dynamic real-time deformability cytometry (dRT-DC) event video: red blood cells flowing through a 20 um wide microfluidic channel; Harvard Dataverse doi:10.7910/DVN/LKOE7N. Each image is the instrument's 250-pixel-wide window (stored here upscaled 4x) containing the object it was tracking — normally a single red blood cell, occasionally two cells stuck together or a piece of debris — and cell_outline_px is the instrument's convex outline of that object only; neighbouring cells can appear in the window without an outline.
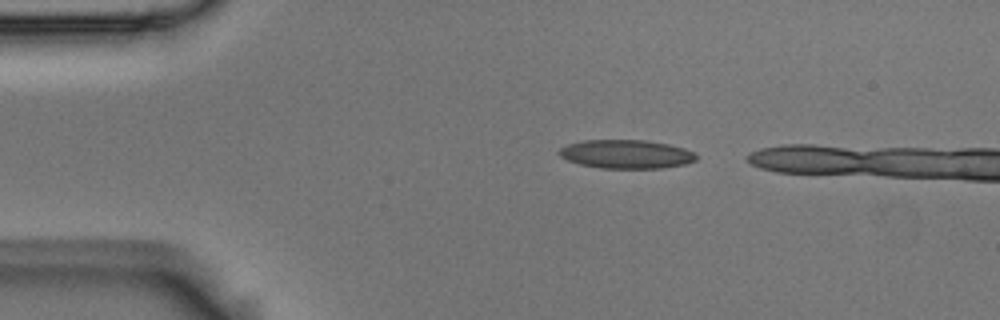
{"species": "Egyptian fruit bat (a non-hibernating species)", "species_latin": "Rousettus aegyptiacus", "temperature_condition": "room temperature", "stored_images_in_passage": 10, "segment_of_instrument_passage": [1, 2], "camera_frame_rate_fps": 3000, "um_per_image_px": 0.085, "animal": {"sex": "male"}, "frame": {"image": 1, "passage_image": 1, "time_ms": 0.0, "image_size_px": [1000, 320], "cell_outline_px": [[700, 156], [696, 160], [684, 164], [664, 168], [600, 168], [580, 164], [568, 160], [560, 156], [556, 152], [560, 148], [568, 144], [584, 140], [648, 140], [668, 144], [684, 148], [696, 152]], "centroid_in_image_um": [53.26, 13.1], "position_along_channel_um": 31.7, "area_um2": 23.12}}
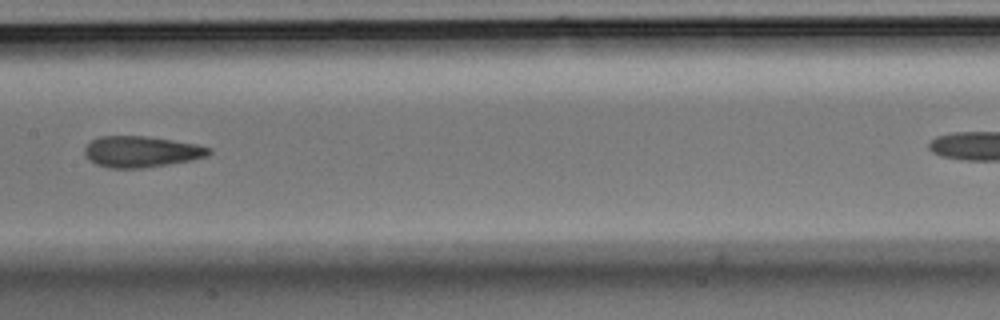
{"frame": {"image": 2, "passage_image": 6, "time_ms": 1.667, "image_size_px": [1000, 320], "cell_outline_px": [[212, 152], [208, 156], [192, 160], [168, 164], [140, 168], [108, 168], [96, 164], [88, 160], [84, 156], [84, 148], [92, 140], [100, 136], [148, 136], [196, 144], [212, 148]], "centroid_in_image_um": [12.0, 12.89], "position_along_channel_um": 195.4, "area_um2": 22.66}}
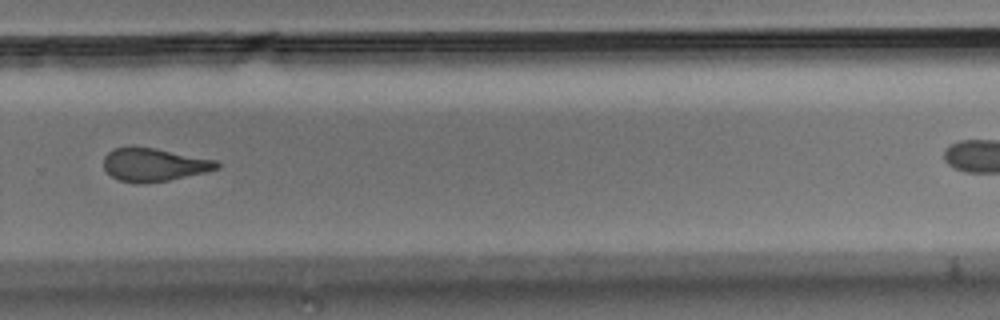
{"frame": {"image": 3, "passage_image": 9, "time_ms": 2.667, "image_size_px": [1000, 320], "cell_outline_px": [[220, 168], [204, 172], [168, 180], [140, 184], [120, 180], [112, 176], [104, 168], [104, 156], [108, 152], [116, 148], [156, 148], [216, 160], [220, 164]], "centroid_in_image_um": [13.11, 14.01], "position_along_channel_um": 316.7, "area_um2": 21.44}}